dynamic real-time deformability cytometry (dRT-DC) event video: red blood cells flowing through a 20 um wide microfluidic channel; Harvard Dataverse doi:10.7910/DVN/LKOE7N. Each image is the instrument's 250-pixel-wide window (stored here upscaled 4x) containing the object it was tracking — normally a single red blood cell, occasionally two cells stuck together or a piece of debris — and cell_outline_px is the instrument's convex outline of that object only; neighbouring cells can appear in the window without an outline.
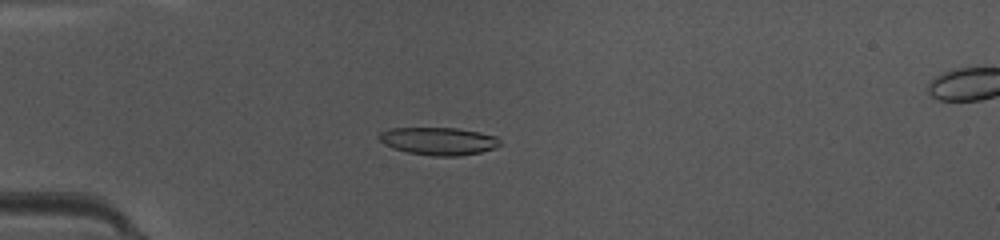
{"species": "common noctule bat (a hibernating species)", "species_latin": "Nyctalus noctula", "temperature_condition": "warm", "stored_images_in_passage": 41, "camera_frame_rate_fps": 3000, "um_per_image_px": 0.085, "animal": {"sex": "female", "body_mass_g": 10.0, "forearm_length_mm": 53.1}, "frame": {"image": 1, "passage_image": 6, "time_ms": 1.667, "image_size_px": [1000, 240], "cell_outline_px": [[500, 144], [496, 148], [480, 152], [460, 156], [432, 156], [408, 152], [392, 148], [384, 144], [376, 136], [380, 132], [388, 128], [456, 128], [480, 132], [496, 136], [500, 140]], "centroid_in_image_um": [37.26, 11.99], "position_along_channel_um": 47.7, "area_um2": 19.65}}
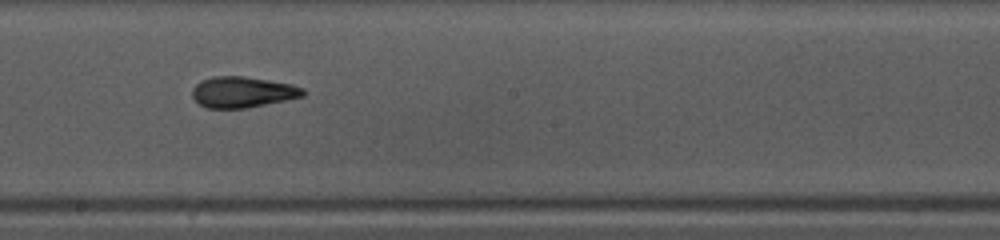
{"frame": {"image": 2, "passage_image": 20, "time_ms": 6.333, "image_size_px": [1000, 240], "cell_outline_px": [[308, 92], [304, 96], [248, 108], [208, 108], [200, 104], [192, 96], [192, 88], [200, 80], [212, 76], [244, 76], [292, 84], [304, 88]], "centroid_in_image_um": [20.64, 7.82], "position_along_channel_um": 227.6, "area_um2": 20.11}}
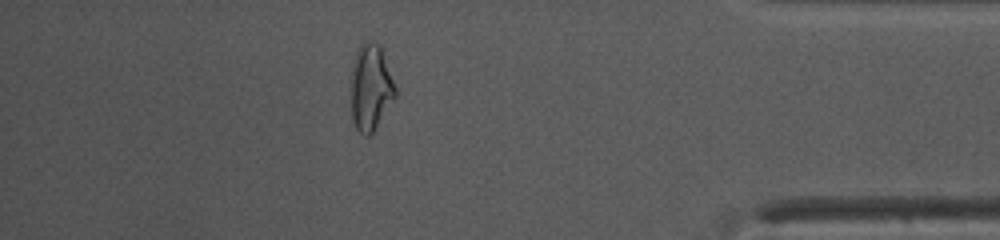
{"frame": {"image": 3, "passage_image": 35, "time_ms": 11.333, "image_size_px": [1000, 240], "cell_outline_px": [[396, 96], [372, 132], [368, 136], [364, 136], [356, 128], [352, 120], [352, 68], [356, 52], [360, 44], [364, 40], [372, 40], [380, 44], [396, 88]], "centroid_in_image_um": [31.51, 7.39], "position_along_channel_um": 403.7, "area_um2": 22.08}, "authors_computed_cell_mechanics": {"area_um2": 19.941, "velocity_mm_per_s": 4.1911, "shape_relaxation_time_tau1_ms": 5.0528, "shape_relaxation_time_tau2_ms": 1.8841, "deformation_change_tau1": 0.2011, "deformation_change_tau2": 0.1021}}